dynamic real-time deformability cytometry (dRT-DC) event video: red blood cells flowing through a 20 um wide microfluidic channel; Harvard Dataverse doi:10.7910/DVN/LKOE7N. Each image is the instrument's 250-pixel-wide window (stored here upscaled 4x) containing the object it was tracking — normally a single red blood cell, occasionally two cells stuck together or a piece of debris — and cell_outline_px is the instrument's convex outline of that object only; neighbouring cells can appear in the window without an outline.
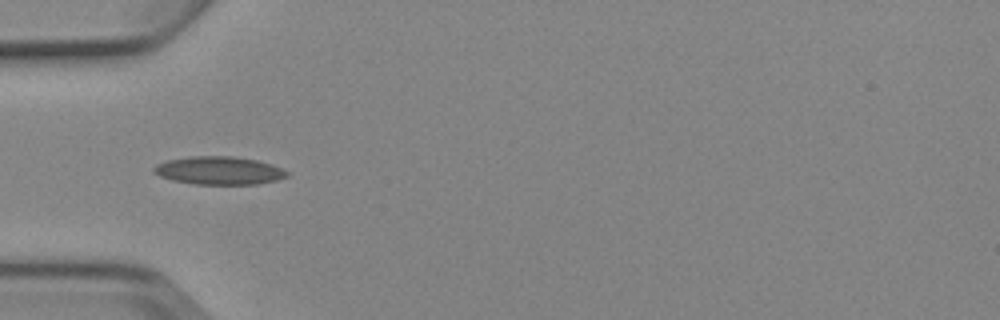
{"species": "Egyptian fruit bat (a non-hibernating species)", "species_latin": "Rousettus aegyptiacus", "temperature_condition": "cold", "stored_images_in_passage": 7, "camera_frame_rate_fps": 3000, "um_per_image_px": 0.085, "animal": {"sex": "female"}, "frame": {"image": 1, "passage_image": 4, "time_ms": 4.333, "image_size_px": [1000, 320], "cell_outline_px": [[288, 176], [276, 180], [256, 184], [196, 184], [172, 180], [160, 176], [152, 172], [152, 168], [156, 164], [168, 160], [192, 156], [232, 156], [256, 160], [272, 164], [288, 172]], "centroid_in_image_um": [18.59, 14.49], "position_along_channel_um": 66.4, "area_um2": 21.68}}
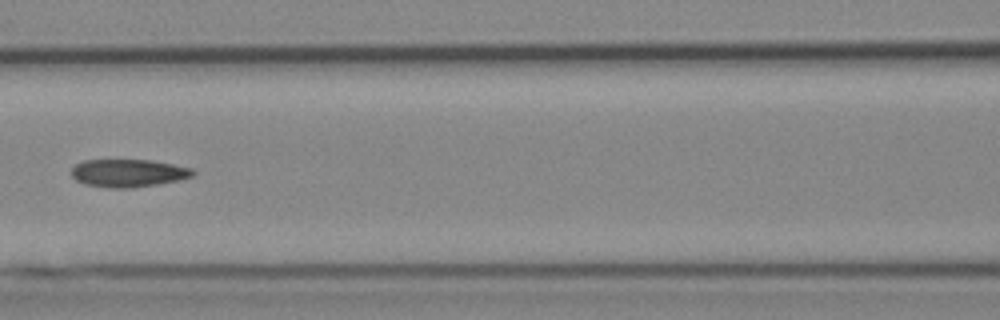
{"frame": {"image": 2, "passage_image": 6, "time_ms": 6.667, "image_size_px": [1000, 320], "cell_outline_px": [[196, 172], [192, 176], [180, 180], [132, 188], [108, 188], [84, 184], [76, 180], [72, 176], [72, 168], [76, 164], [84, 160], [152, 160], [192, 168]], "centroid_in_image_um": [10.9, 14.71], "position_along_channel_um": 155.7, "area_um2": 19.71}}
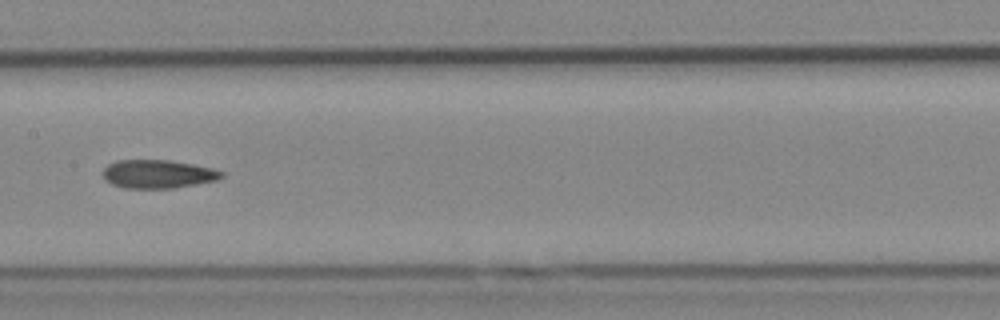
{"frame": {"image": 3, "passage_image": 7, "time_ms": 7.667, "image_size_px": [1000, 320], "cell_outline_px": [[224, 176], [216, 180], [172, 188], [124, 188], [112, 184], [104, 180], [104, 168], [108, 164], [116, 160], [168, 160], [192, 164], [212, 168], [224, 172]], "centroid_in_image_um": [13.4, 14.79], "position_along_channel_um": 194.0, "area_um2": 19.54}}